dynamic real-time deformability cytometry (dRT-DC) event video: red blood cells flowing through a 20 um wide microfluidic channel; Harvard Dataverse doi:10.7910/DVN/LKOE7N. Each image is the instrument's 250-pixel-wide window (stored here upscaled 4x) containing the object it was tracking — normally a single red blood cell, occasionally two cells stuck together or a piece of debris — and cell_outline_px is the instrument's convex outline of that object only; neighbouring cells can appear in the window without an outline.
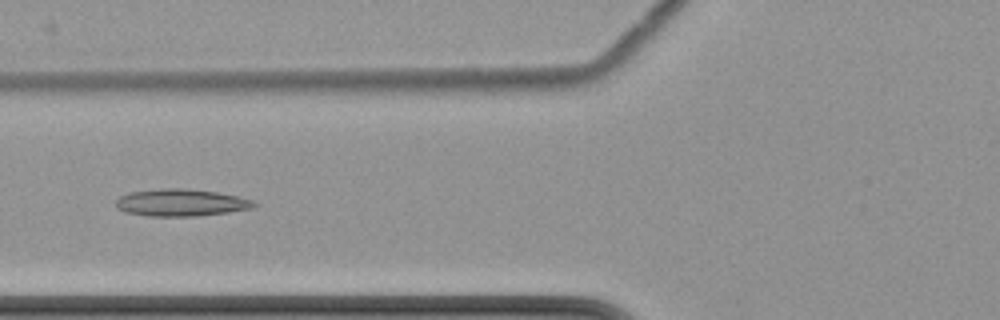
{"species": "common noctule bat (a hibernating species)", "species_latin": "Nyctalus noctula", "temperature_condition": "cold", "stored_images_in_passage": 3, "camera_frame_rate_fps": 3000, "um_per_image_px": 0.085, "animal": {"sex": "female", "body_mass_g": 22.7, "forearm_length_mm": 54.2}, "frame": {"image": 1, "passage_image": 2, "time_ms": 1.0, "image_size_px": [1000, 320], "cell_outline_px": [[260, 204], [252, 208], [228, 212], [196, 216], [148, 216], [124, 212], [116, 208], [116, 200], [120, 196], [132, 192], [160, 188], [184, 188], [216, 192], [236, 196], [252, 200]], "centroid_in_image_um": [15.37, 17.22], "position_along_channel_um": 110.4, "area_um2": 21.85}}
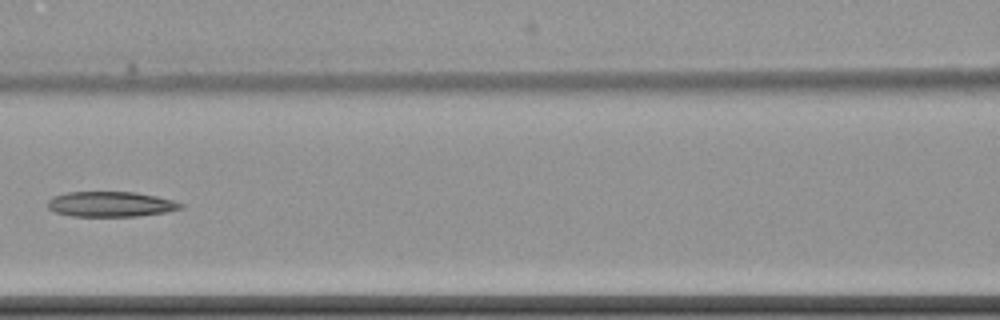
{"frame": {"image": 2, "passage_image": 3, "time_ms": 2.333, "image_size_px": [1000, 320], "cell_outline_px": [[184, 208], [164, 212], [136, 216], [72, 216], [56, 212], [48, 208], [48, 200], [52, 196], [68, 192], [136, 192], [156, 196], [172, 200], [184, 204]], "centroid_in_image_um": [9.4, 17.35], "position_along_channel_um": 157.2, "area_um2": 19.48}}